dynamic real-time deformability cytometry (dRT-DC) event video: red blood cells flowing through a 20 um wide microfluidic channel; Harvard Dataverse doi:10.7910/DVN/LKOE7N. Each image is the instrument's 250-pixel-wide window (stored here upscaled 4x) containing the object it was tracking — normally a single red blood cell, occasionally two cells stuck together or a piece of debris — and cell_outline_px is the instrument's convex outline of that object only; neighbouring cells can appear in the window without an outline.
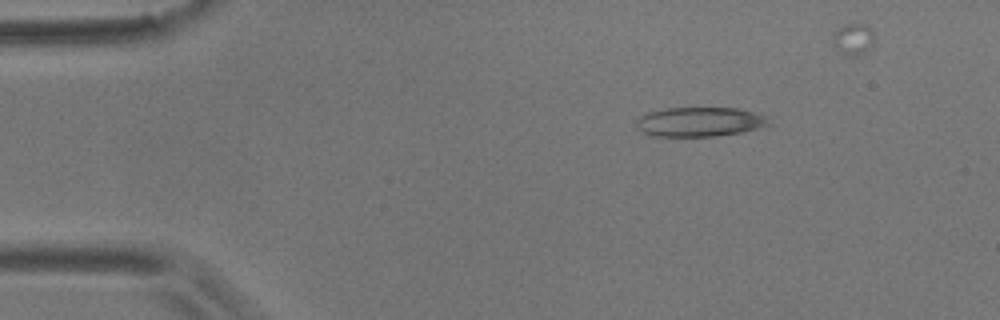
{"species": "common noctule bat (a hibernating species)", "species_latin": "Nyctalus noctula", "temperature_condition": "room temperature", "stored_images_in_passage": 4, "camera_frame_rate_fps": 3000, "um_per_image_px": 0.085, "animal": {"sex": "male", "body_mass_g": 17.9}, "frame": {"image": 1, "passage_image": 2, "time_ms": 0.333, "image_size_px": [1000, 320], "cell_outline_px": [[772, 124], [760, 128], [744, 132], [716, 136], [652, 136], [644, 132], [636, 124], [636, 120], [644, 112], [668, 108], [736, 108], [768, 116]], "centroid_in_image_um": [59.51, 10.35], "position_along_channel_um": 25.5, "area_um2": 22.89}}